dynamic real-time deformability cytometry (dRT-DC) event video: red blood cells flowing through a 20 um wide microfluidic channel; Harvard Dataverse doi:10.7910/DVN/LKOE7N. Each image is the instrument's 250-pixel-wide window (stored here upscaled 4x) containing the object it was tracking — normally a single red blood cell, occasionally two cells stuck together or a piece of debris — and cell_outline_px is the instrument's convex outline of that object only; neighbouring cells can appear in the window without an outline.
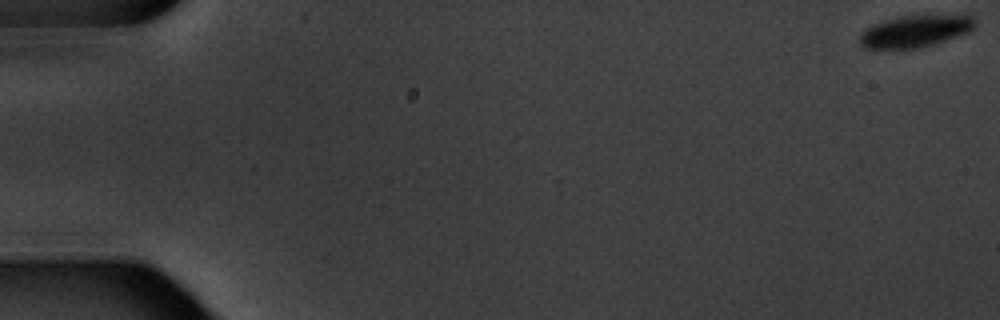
{"species": "common noctule bat (a hibernating species)", "species_latin": "Nyctalus noctula", "temperature_condition": "warm", "stored_images_in_passage": 2, "camera_frame_rate_fps": 3000, "um_per_image_px": 0.085, "animal": {"sex": "male", "body_mass_g": 20.1, "forearm_length_mm": 53.5}, "frame": {"image": 1, "passage_image": 1, "time_ms": 0.0, "image_size_px": [1000, 320], "cell_outline_px": [[976, 24], [968, 32], [932, 44], [916, 48], [864, 48], [860, 44], [860, 32], [872, 24], [884, 20], [900, 16], [964, 12], [972, 16], [976, 20]], "centroid_in_image_um": [77.85, 2.58], "position_along_channel_um": 7.1, "area_um2": 21.96}}
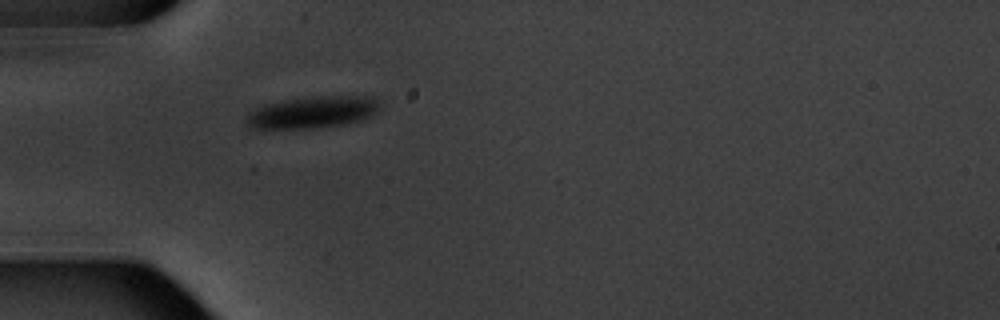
{"frame": {"image": 2, "passage_image": 2, "time_ms": 6.0, "image_size_px": [1000, 320], "cell_outline_px": [[380, 108], [372, 116], [364, 120], [344, 124], [308, 128], [256, 128], [248, 124], [248, 112], [264, 104], [284, 100], [312, 96], [376, 96]], "centroid_in_image_um": [26.65, 9.52], "position_along_channel_um": 58.4, "area_um2": 24.68}}